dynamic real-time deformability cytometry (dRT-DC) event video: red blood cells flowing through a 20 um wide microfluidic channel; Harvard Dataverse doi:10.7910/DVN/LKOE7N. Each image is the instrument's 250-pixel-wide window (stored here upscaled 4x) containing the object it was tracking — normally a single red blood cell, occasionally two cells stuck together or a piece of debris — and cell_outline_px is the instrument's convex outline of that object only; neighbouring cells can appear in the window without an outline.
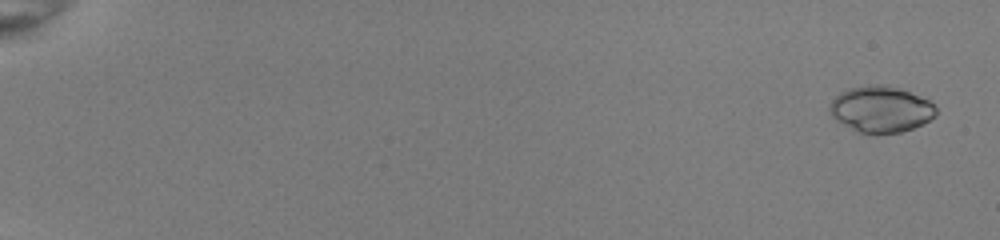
{"species": "common noctule bat (a hibernating species)", "species_latin": "Nyctalus noctula", "temperature_condition": "room temperature", "stored_images_in_passage": 54, "camera_frame_rate_fps": 3000, "um_per_image_px": 0.085, "animal": {"sex": "female", "body_mass_g": 22.0, "forearm_length_mm": 56.7}, "frame": {"image": 1, "passage_image": 3, "time_ms": 0.667, "image_size_px": [1000, 240], "cell_outline_px": [[936, 116], [912, 128], [900, 132], [856, 132], [836, 120], [832, 116], [828, 108], [828, 104], [840, 92], [848, 88], [876, 84], [884, 84], [920, 96], [928, 100], [936, 108]], "centroid_in_image_um": [74.83, 9.27], "position_along_channel_um": 10.2, "area_um2": 28.21}}